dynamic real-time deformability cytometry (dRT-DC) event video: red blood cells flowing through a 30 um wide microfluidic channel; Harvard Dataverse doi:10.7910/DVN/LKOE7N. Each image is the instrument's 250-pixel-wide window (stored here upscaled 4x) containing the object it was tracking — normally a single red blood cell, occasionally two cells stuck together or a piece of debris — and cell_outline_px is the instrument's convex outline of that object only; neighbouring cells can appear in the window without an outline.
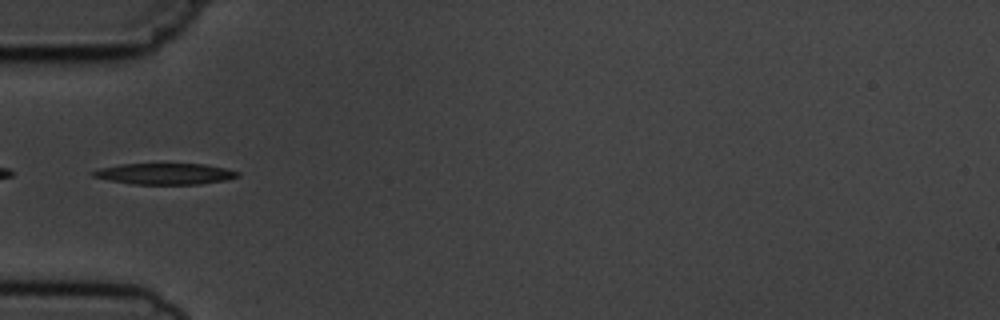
{"species": "common noctule bat (a hibernating species)", "species_latin": "Nyctalus noctula", "temperature_condition": "cold", "stored_images_in_passage": 2, "camera_frame_rate_fps": 3000, "um_per_image_px": 0.085, "animal": {"sex": "male", "body_mass_g": 19.5, "forearm_length_mm": 54.6}, "frame": {"image": 1, "passage_image": 2, "time_ms": 2.0, "image_size_px": [1000, 320], "cell_outline_px": [[240, 176], [224, 180], [200, 184], [132, 184], [108, 180], [92, 176], [88, 172], [100, 168], [120, 164], [204, 164], [224, 168], [240, 172]], "centroid_in_image_um": [13.98, 14.77], "position_along_channel_um": 71.0, "area_um2": 17.8}}